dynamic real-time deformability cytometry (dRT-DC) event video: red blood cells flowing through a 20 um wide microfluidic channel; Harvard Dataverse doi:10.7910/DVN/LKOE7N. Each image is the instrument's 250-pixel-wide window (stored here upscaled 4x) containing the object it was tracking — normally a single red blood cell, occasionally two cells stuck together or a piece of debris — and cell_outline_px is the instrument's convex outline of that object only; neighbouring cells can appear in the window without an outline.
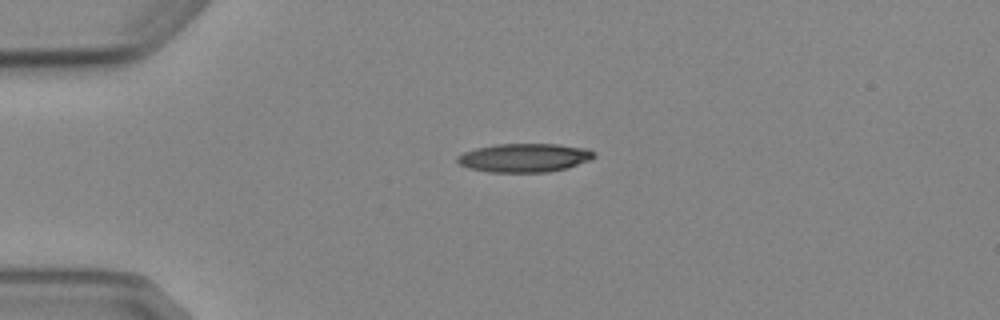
{"species": "Egyptian fruit bat (a non-hibernating species)", "species_latin": "Rousettus aegyptiacus", "temperature_condition": "cold", "stored_images_in_passage": 5, "camera_frame_rate_fps": 3000, "um_per_image_px": 0.085, "animal": {"sex": "female"}, "frame": {"image": 1, "passage_image": 3, "time_ms": 2.333, "image_size_px": [1000, 320], "cell_outline_px": [[596, 156], [592, 160], [568, 168], [548, 172], [488, 172], [468, 168], [460, 164], [456, 160], [456, 156], [464, 152], [476, 148], [496, 144], [556, 144], [584, 148], [596, 152]], "centroid_in_image_um": [44.59, 13.41], "position_along_channel_um": 40.4, "area_um2": 23.0}}
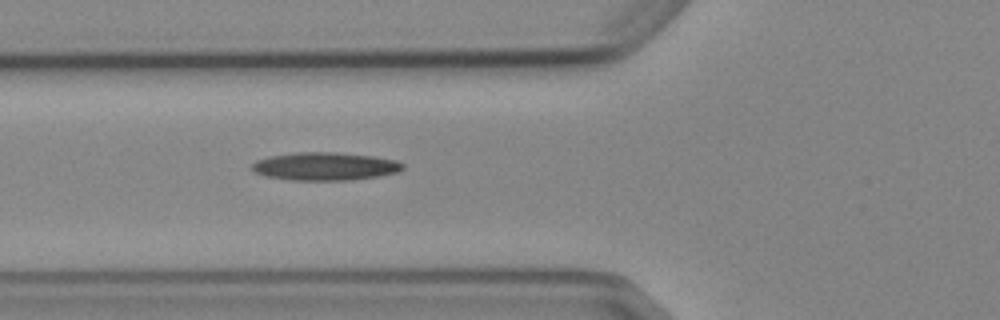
{"frame": {"image": 2, "passage_image": 5, "time_ms": 4.667, "image_size_px": [1000, 320], "cell_outline_px": [[404, 168], [400, 172], [380, 176], [352, 180], [292, 180], [264, 176], [256, 172], [252, 168], [252, 164], [256, 160], [268, 156], [296, 152], [336, 152], [372, 156], [396, 160], [404, 164]], "centroid_in_image_um": [27.65, 14.14], "position_along_channel_um": 98.2, "area_um2": 24.8}}